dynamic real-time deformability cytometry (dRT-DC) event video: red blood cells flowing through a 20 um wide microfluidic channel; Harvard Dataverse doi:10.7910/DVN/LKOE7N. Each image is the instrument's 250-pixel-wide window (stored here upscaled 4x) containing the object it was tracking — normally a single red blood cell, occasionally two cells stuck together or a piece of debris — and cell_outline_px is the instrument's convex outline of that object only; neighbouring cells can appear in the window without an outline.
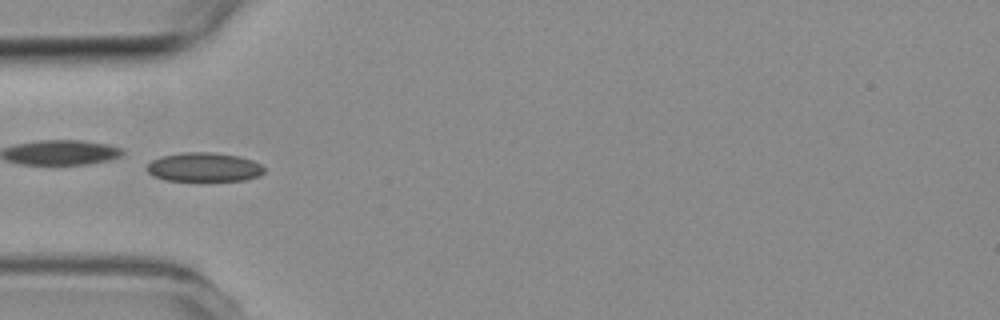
{"species": "common noctule bat (a hibernating species)", "species_latin": "Nyctalus noctula", "temperature_condition": "room temperature", "stored_images_in_passage": 5, "camera_frame_rate_fps": 3000, "um_per_image_px": 0.085, "animal": {"sex": "female", "body_mass_g": 19.3, "forearm_length_mm": 54.1}, "frame": {"image": 1, "passage_image": 4, "time_ms": 3.667, "image_size_px": [1000, 320], "cell_outline_px": [[264, 172], [260, 176], [244, 180], [164, 180], [152, 176], [148, 172], [148, 164], [152, 160], [160, 156], [184, 152], [212, 152], [240, 156], [252, 160], [260, 164], [264, 168]], "centroid_in_image_um": [17.34, 14.2], "position_along_channel_um": 67.7, "area_um2": 19.83}}